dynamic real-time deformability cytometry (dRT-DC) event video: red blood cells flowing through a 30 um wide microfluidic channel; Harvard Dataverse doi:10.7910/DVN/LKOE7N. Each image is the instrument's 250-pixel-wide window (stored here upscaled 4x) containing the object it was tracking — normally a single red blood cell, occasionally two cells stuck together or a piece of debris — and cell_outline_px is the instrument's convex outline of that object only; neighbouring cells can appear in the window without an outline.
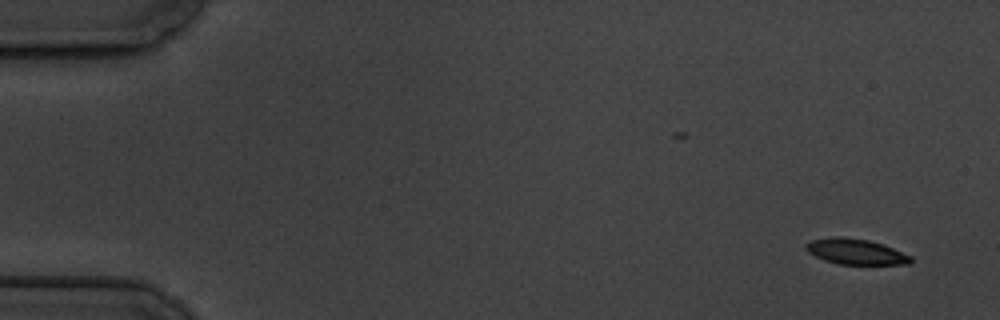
{"species": "common noctule bat (a hibernating species)", "species_latin": "Nyctalus noctula", "temperature_condition": "cold", "stored_images_in_passage": 8, "camera_frame_rate_fps": 3000, "um_per_image_px": 0.085, "animal": {"sex": "male", "body_mass_g": 19.5, "forearm_length_mm": 54.6}, "frame": {"image": 1, "passage_image": 1, "time_ms": 0.0, "image_size_px": [1000, 320], "cell_outline_px": [[912, 260], [908, 264], [840, 264], [824, 260], [808, 252], [804, 248], [804, 244], [812, 240], [836, 236], [840, 236], [868, 240], [892, 248], [912, 256]], "centroid_in_image_um": [72.7, 21.39], "position_along_channel_um": 12.3, "area_um2": 15.43}}
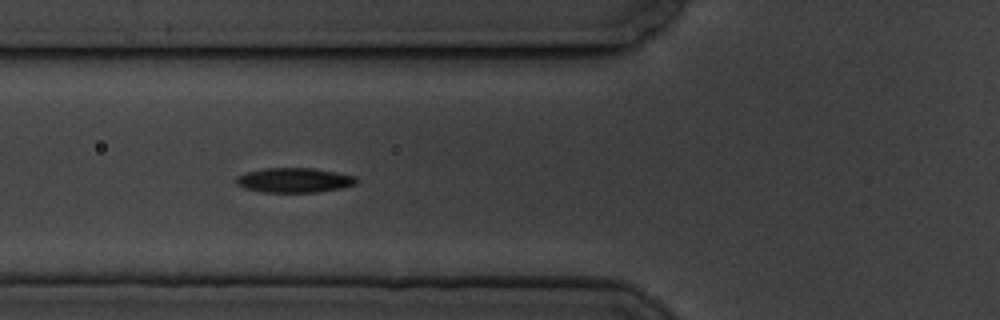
{"frame": {"image": 2, "passage_image": 6, "time_ms": 6.333, "image_size_px": [1000, 320], "cell_outline_px": [[360, 180], [356, 184], [340, 188], [320, 192], [260, 192], [244, 188], [236, 184], [236, 176], [244, 172], [264, 168], [312, 168], [336, 172], [356, 176]], "centroid_in_image_um": [25.0, 15.31], "position_along_channel_um": 100.8, "area_um2": 17.51}}
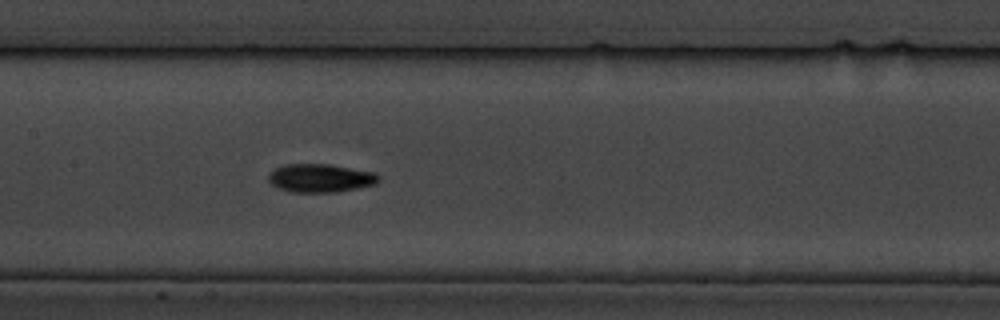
{"frame": {"image": 3, "passage_image": 8, "time_ms": 8.667, "image_size_px": [1000, 320], "cell_outline_px": [[380, 180], [376, 184], [336, 192], [292, 192], [280, 188], [272, 184], [268, 180], [268, 172], [284, 164], [328, 164], [376, 172], [380, 176]], "centroid_in_image_um": [27.25, 15.13], "position_along_channel_um": 180.2, "area_um2": 18.26}}